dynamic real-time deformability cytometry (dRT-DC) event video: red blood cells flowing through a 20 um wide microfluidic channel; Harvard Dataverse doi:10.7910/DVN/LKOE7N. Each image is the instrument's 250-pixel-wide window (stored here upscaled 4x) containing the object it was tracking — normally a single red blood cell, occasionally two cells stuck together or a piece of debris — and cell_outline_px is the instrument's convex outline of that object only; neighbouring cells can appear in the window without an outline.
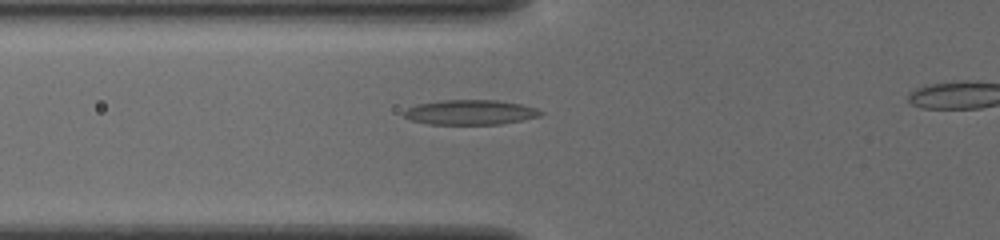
{"species": "common noctule bat (a hibernating species)", "species_latin": "Nyctalus noctula", "temperature_condition": "cold", "stored_images_in_passage": 37, "camera_frame_rate_fps": 3000, "um_per_image_px": 0.085, "animal": {"sex": "female", "body_mass_g": 19.5, "forearm_length_mm": 54.1}, "frame": {"image": 1, "passage_image": 9, "time_ms": 2.667, "image_size_px": [1000, 240], "cell_outline_px": [[544, 112], [540, 116], [500, 124], [428, 124], [412, 120], [404, 116], [404, 112], [408, 108], [416, 104], [444, 100], [496, 100], [520, 104], [536, 108]], "centroid_in_image_um": [39.97, 9.54], "position_along_channel_um": 85.8, "area_um2": 19.59}}
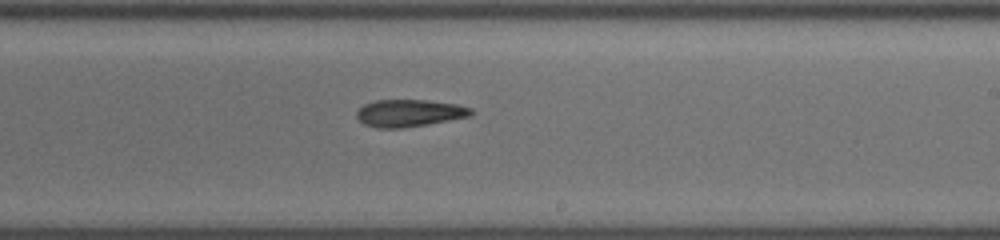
{"frame": {"image": 2, "passage_image": 22, "time_ms": 7.0, "image_size_px": [1000, 240], "cell_outline_px": [[472, 112], [468, 116], [448, 120], [400, 128], [376, 128], [364, 124], [356, 116], [356, 112], [364, 104], [376, 100], [428, 100], [456, 104], [472, 108]], "centroid_in_image_um": [34.74, 9.6], "position_along_channel_um": 254.3, "area_um2": 17.86}}
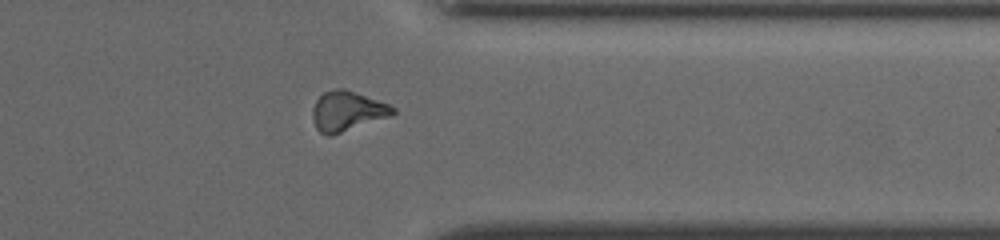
{"frame": {"image": 3, "passage_image": 32, "time_ms": 10.333, "image_size_px": [1000, 240], "cell_outline_px": [[396, 112], [392, 116], [332, 136], [328, 136], [320, 132], [316, 128], [312, 120], [312, 108], [316, 100], [324, 92], [336, 88], [344, 88], [388, 104], [396, 108]], "centroid_in_image_um": [29.51, 9.46], "position_along_channel_um": 381.9, "area_um2": 18.84}}